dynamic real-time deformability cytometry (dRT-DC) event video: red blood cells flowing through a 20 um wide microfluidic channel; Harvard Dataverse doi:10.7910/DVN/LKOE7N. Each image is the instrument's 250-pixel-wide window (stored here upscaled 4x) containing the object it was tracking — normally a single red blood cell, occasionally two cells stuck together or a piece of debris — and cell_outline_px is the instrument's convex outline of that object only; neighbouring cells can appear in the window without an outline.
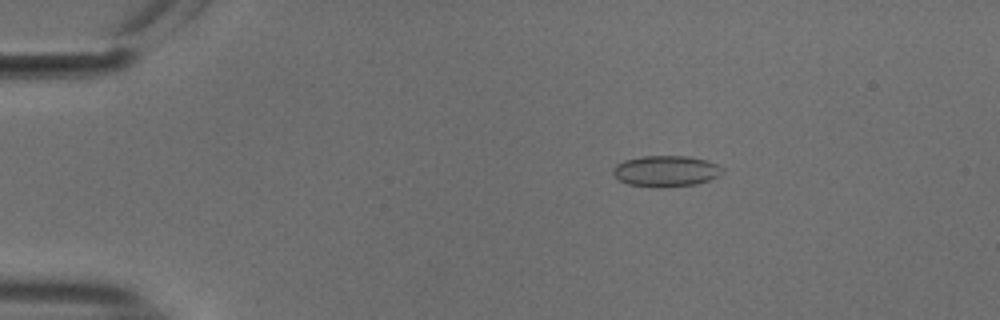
{"species": "common noctule bat (a hibernating species)", "species_latin": "Nyctalus noctula", "temperature_condition": "cold", "stored_images_in_passage": 38, "camera_frame_rate_fps": 3000, "um_per_image_px": 0.085, "animal": {"sex": "male", "body_mass_g": 18.8}, "frame": {"image": 1, "passage_image": 10, "time_ms": 3.0, "image_size_px": [1000, 320], "cell_outline_px": [[724, 168], [716, 176], [708, 180], [696, 184], [628, 184], [620, 180], [612, 172], [612, 168], [616, 164], [624, 160], [644, 156], [688, 156], [704, 160], [716, 164]], "centroid_in_image_um": [56.58, 14.48], "position_along_channel_um": 28.4, "area_um2": 18.61}}
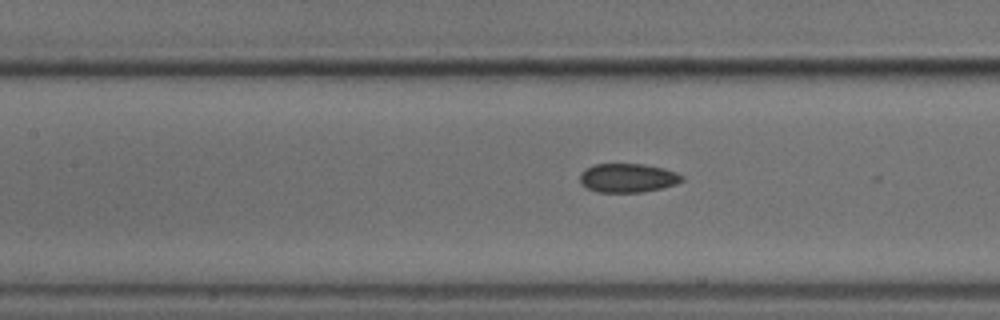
{"frame": {"image": 2, "passage_image": 25, "time_ms": 8.0, "image_size_px": [1000, 320], "cell_outline_px": [[684, 180], [676, 184], [644, 192], [596, 192], [580, 184], [580, 172], [584, 168], [592, 164], [644, 164], [664, 168], [676, 172], [684, 176]], "centroid_in_image_um": [53.34, 15.12], "position_along_channel_um": 154.1, "area_um2": 17.4}}
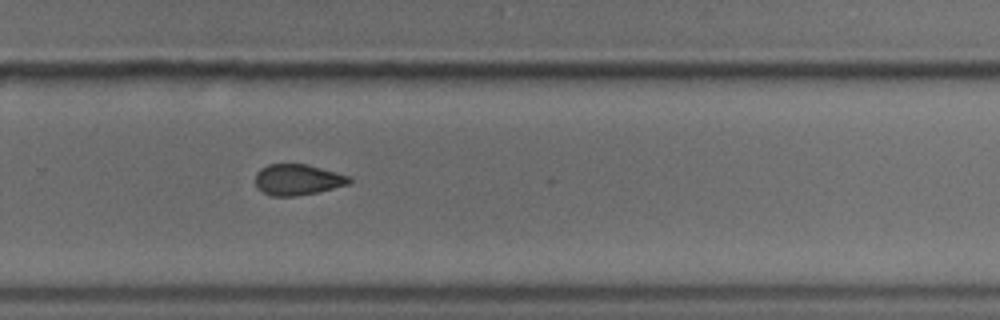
{"frame": {"image": 3, "passage_image": 37, "time_ms": 12.0, "image_size_px": [1000, 320], "cell_outline_px": [[352, 180], [348, 184], [316, 192], [296, 196], [272, 196], [256, 188], [256, 172], [260, 168], [268, 164], [308, 164], [352, 176]], "centroid_in_image_um": [25.3, 15.26], "position_along_channel_um": 304.5, "area_um2": 16.99}}